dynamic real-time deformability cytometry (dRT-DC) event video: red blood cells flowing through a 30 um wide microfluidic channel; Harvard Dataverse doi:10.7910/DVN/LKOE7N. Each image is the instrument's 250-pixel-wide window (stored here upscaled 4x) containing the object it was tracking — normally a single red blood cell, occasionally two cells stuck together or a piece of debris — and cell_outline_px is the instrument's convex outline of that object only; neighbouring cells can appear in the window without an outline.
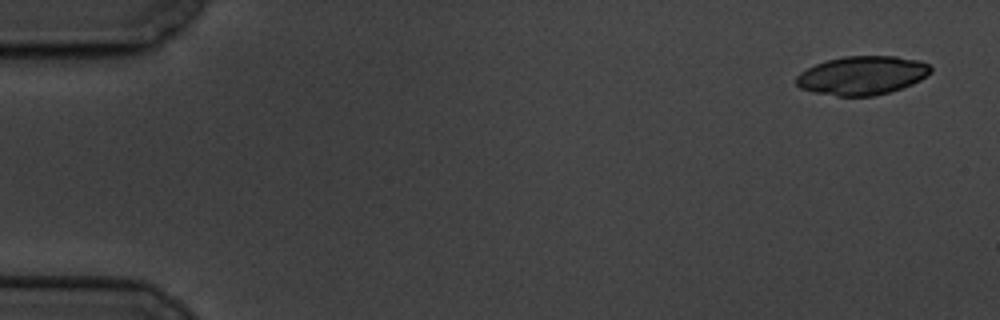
{"species": "common noctule bat (a hibernating species)", "species_latin": "Nyctalus noctula", "temperature_condition": "cold", "stored_images_in_passage": 4, "camera_frame_rate_fps": 3000, "um_per_image_px": 0.085, "animal": {"sex": "male", "body_mass_g": 19.5, "forearm_length_mm": 54.6}, "frame": {"image": 1, "passage_image": 1, "time_ms": 0.0, "image_size_px": [1000, 320], "cell_outline_px": [[932, 72], [920, 80], [912, 84], [888, 92], [872, 96], [836, 96], [812, 92], [800, 88], [796, 84], [796, 76], [800, 72], [816, 64], [828, 60], [844, 56], [896, 56], [920, 60], [928, 64], [932, 68]], "centroid_in_image_um": [73.28, 6.41], "position_along_channel_um": 11.7, "area_um2": 30.35}}